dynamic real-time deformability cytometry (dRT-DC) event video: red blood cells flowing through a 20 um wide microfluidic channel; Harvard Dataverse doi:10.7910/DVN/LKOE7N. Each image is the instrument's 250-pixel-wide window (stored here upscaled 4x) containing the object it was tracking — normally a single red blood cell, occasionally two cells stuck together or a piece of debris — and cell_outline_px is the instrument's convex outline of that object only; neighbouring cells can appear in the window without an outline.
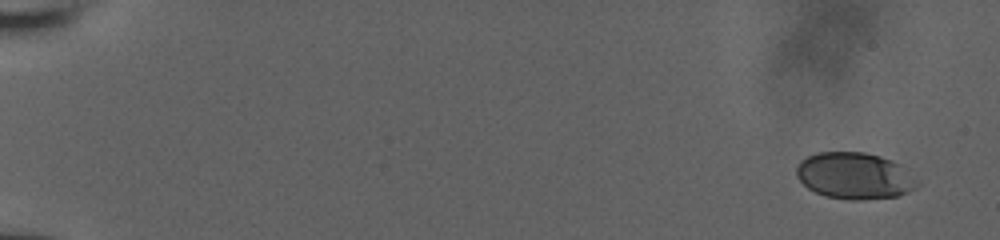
{"species": "human", "species_latin": "Homo sapiens", "temperature_condition": "room temperature", "stored_images_in_passage": 13, "camera_frame_rate_fps": 3000, "um_per_image_px": 0.085, "donor": {"sex": "male"}, "frame": {"image": 1, "passage_image": 1, "time_ms": 0.0, "image_size_px": [1000, 240], "cell_outline_px": [[920, 184], [916, 188], [908, 192], [896, 196], [860, 200], [848, 200], [824, 196], [808, 188], [796, 176], [796, 168], [800, 160], [808, 156], [820, 152], [864, 152], [880, 156], [892, 160], [900, 164]], "centroid_in_image_um": [72.62, 14.94], "position_along_channel_um": 12.4, "area_um2": 32.77}}
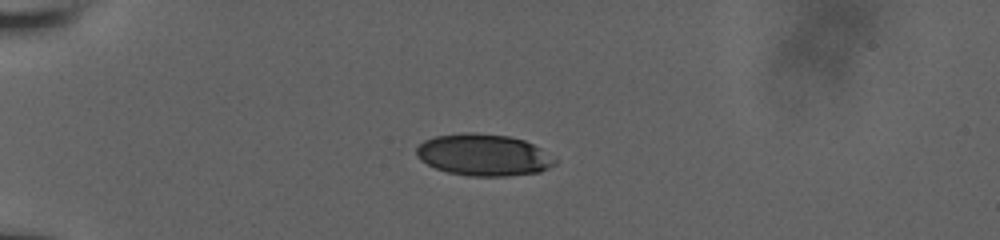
{"frame": {"image": 2, "passage_image": 8, "time_ms": 4.667, "image_size_px": [1000, 240], "cell_outline_px": [[556, 164], [540, 172], [508, 176], [468, 176], [448, 172], [436, 168], [420, 160], [416, 156], [416, 148], [424, 140], [436, 136], [464, 132], [472, 132], [508, 136], [524, 140], [540, 148], [556, 160]], "centroid_in_image_um": [41.09, 13.17], "position_along_channel_um": 43.9, "area_um2": 33.64}}
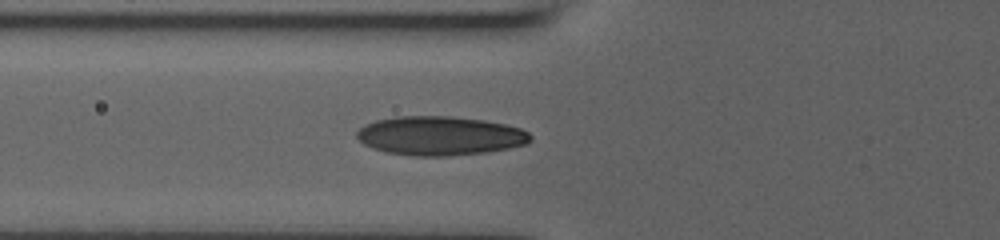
{"frame": {"image": 3, "passage_image": 13, "time_ms": 7.0, "image_size_px": [1000, 240], "cell_outline_px": [[532, 140], [528, 144], [488, 152], [448, 156], [416, 156], [388, 152], [372, 148], [364, 144], [356, 136], [356, 132], [364, 124], [376, 120], [396, 116], [452, 116], [484, 120], [508, 124], [520, 128], [528, 132], [532, 136]], "centroid_in_image_um": [37.43, 11.53], "position_along_channel_um": 88.4, "area_um2": 39.77}}